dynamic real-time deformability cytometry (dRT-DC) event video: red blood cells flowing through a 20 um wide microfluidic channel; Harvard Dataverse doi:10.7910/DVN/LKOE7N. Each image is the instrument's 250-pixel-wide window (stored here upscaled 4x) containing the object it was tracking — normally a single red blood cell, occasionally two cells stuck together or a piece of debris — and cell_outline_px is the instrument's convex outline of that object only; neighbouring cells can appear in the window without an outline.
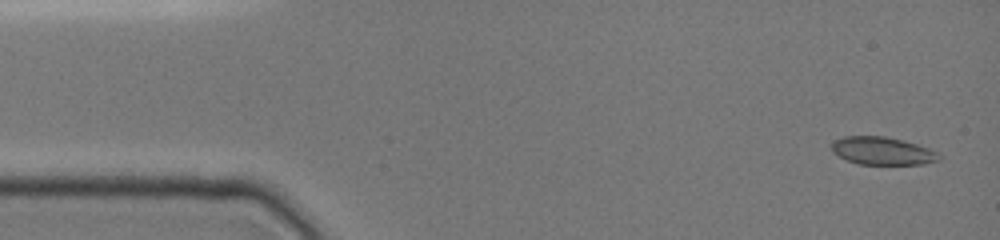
{"species": "common noctule bat (a hibernating species)", "species_latin": "Nyctalus noctula", "temperature_condition": "cold", "stored_images_in_passage": 5, "camera_frame_rate_fps": 3000, "um_per_image_px": 0.085, "animal": {"sex": "female", "body_mass_g": 19.0, "forearm_length_mm": 51.5}, "frame": {"image": 1, "passage_image": 1, "time_ms": 0.0, "image_size_px": [1000, 240], "cell_outline_px": [[944, 156], [940, 160], [924, 164], [860, 164], [848, 160], [832, 152], [832, 144], [836, 140], [844, 136], [884, 136], [904, 140], [928, 148]], "centroid_in_image_um": [75.05, 12.82], "position_along_channel_um": 9.9, "area_um2": 17.34}}
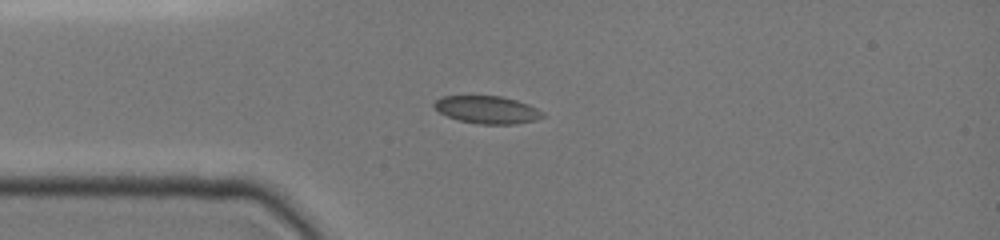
{"frame": {"image": 2, "passage_image": 4, "time_ms": 3.333, "image_size_px": [1000, 240], "cell_outline_px": [[544, 116], [536, 120], [516, 124], [480, 124], [460, 120], [448, 116], [440, 112], [432, 104], [440, 96], [500, 96], [516, 100], [528, 104], [544, 112]], "centroid_in_image_um": [41.43, 9.32], "position_along_channel_um": 43.6, "area_um2": 17.34}}